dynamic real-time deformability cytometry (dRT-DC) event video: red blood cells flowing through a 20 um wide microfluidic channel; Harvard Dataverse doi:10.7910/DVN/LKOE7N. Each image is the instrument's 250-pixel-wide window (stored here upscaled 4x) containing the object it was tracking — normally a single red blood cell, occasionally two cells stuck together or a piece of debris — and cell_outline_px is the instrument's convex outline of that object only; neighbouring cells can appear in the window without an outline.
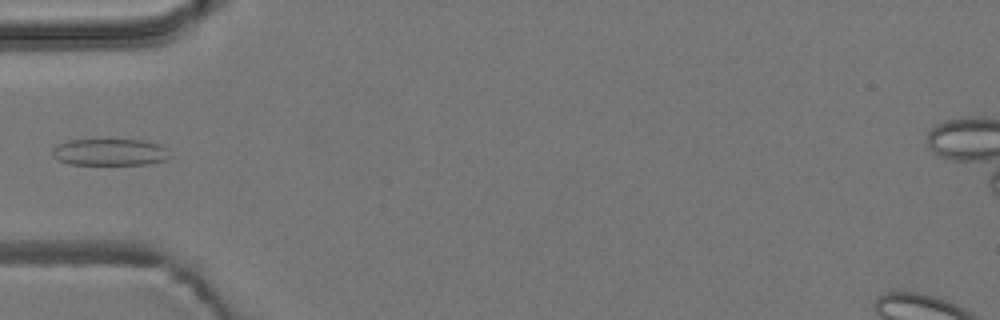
{"species": "common noctule bat (a hibernating species)", "species_latin": "Nyctalus noctula", "temperature_condition": "room temperature", "stored_images_in_passage": 3, "camera_frame_rate_fps": 3000, "um_per_image_px": 0.085, "animal": {"sex": "male", "body_mass_g": 19.2, "forearm_length_mm": 51.8}, "frame": {"image": 1, "passage_image": 2, "time_ms": 0.333, "image_size_px": [1000, 320], "cell_outline_px": [[172, 156], [168, 160], [148, 164], [68, 164], [56, 160], [52, 156], [52, 148], [56, 144], [68, 140], [144, 140], [160, 144], [168, 148]], "centroid_in_image_um": [9.36, 12.93], "position_along_channel_um": 75.6, "area_um2": 18.73}}